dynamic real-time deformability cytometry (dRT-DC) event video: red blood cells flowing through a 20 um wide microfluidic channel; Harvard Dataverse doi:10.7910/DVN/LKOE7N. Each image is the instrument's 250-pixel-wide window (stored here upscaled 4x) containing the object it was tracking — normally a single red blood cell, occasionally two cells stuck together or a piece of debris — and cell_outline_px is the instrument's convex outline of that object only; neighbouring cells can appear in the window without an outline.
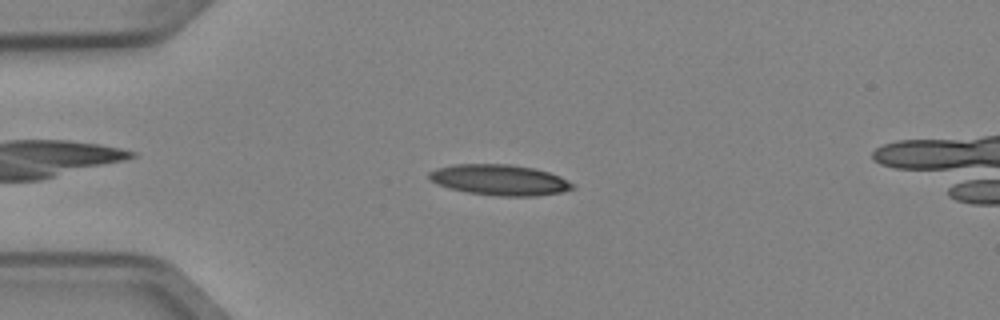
{"species": "Egyptian fruit bat (a non-hibernating species)", "species_latin": "Rousettus aegyptiacus", "temperature_condition": "cold", "stored_images_in_passage": 45, "camera_frame_rate_fps": 3000, "um_per_image_px": 0.085, "animal": {"sex": "female"}, "frame": {"image": 1, "passage_image": 6, "time_ms": 1.667, "image_size_px": [1000, 320], "cell_outline_px": [[576, 188], [560, 192], [536, 196], [500, 196], [468, 192], [448, 188], [436, 184], [428, 180], [428, 172], [436, 168], [452, 164], [508, 164], [536, 168], [560, 176], [576, 184]], "centroid_in_image_um": [42.45, 15.29], "position_along_channel_um": 42.5, "area_um2": 25.95}}
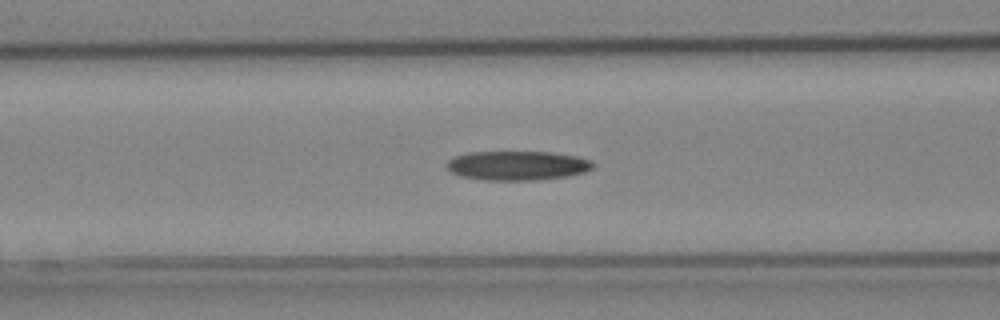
{"frame": {"image": 2, "passage_image": 14, "time_ms": 4.333, "image_size_px": [1000, 320], "cell_outline_px": [[596, 164], [592, 168], [584, 172], [568, 176], [532, 180], [484, 180], [460, 176], [452, 172], [448, 168], [448, 160], [456, 156], [468, 152], [552, 152], [576, 156], [592, 160]], "centroid_in_image_um": [44.01, 14.07], "position_along_channel_um": 122.6, "area_um2": 24.91}}
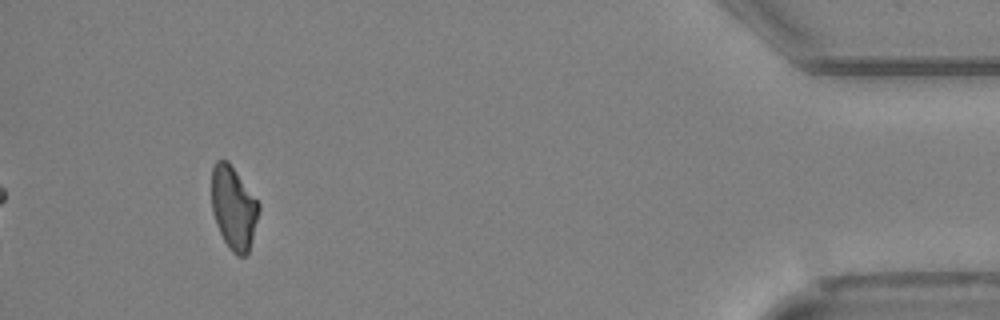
{"frame": {"image": 3, "passage_image": 41, "time_ms": 13.333, "image_size_px": [1000, 320], "cell_outline_px": [[260, 208], [248, 252], [244, 256], [236, 256], [232, 252], [224, 240], [216, 224], [212, 212], [212, 168], [216, 160], [228, 160], [260, 204]], "centroid_in_image_um": [19.84, 17.65], "position_along_channel_um": 415.4, "area_um2": 22.66}}